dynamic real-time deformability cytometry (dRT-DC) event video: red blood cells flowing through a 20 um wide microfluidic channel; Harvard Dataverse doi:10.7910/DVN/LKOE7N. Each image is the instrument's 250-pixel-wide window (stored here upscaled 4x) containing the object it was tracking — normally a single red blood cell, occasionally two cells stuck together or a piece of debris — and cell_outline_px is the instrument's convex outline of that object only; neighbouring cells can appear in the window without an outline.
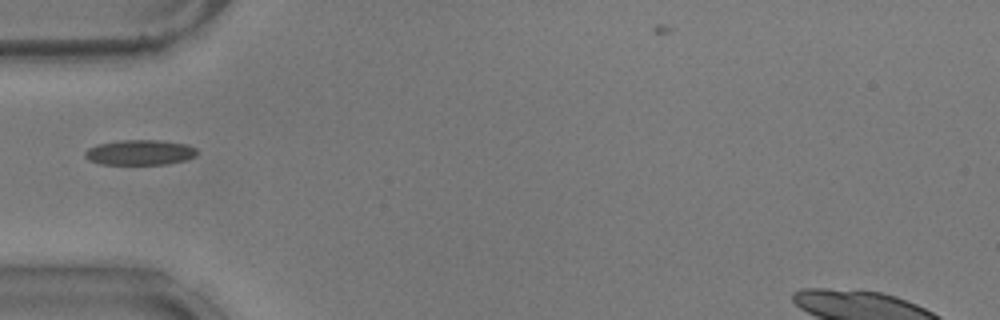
{"species": "common noctule bat (a hibernating species)", "species_latin": "Nyctalus noctula", "temperature_condition": "warm", "stored_images_in_passage": 16, "camera_frame_rate_fps": 3000, "um_per_image_px": 0.085, "animal": {"sex": "male", "body_mass_g": 17.9}, "frame": {"image": 1, "passage_image": 1, "time_ms": 0.0, "image_size_px": [1000, 320], "cell_outline_px": [[196, 156], [184, 160], [164, 164], [100, 164], [88, 160], [84, 156], [84, 152], [88, 148], [96, 144], [120, 140], [160, 140], [188, 144], [196, 148]], "centroid_in_image_um": [11.86, 12.95], "position_along_channel_um": 73.1, "area_um2": 16.53}}